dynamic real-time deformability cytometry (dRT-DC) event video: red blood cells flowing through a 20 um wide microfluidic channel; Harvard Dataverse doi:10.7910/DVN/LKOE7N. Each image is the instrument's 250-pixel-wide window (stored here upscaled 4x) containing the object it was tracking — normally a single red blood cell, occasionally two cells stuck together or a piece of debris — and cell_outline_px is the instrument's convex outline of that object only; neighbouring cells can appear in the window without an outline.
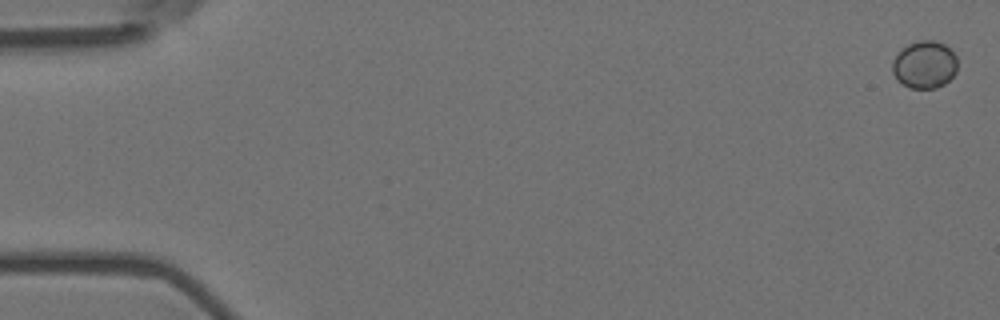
{"species": "Egyptian fruit bat (a non-hibernating species)", "species_latin": "Rousettus aegyptiacus", "temperature_condition": "room temperature", "stored_images_in_passage": 5, "camera_frame_rate_fps": 3000, "um_per_image_px": 0.085, "animal": {"sex": "female"}, "frame": {"image": 1, "passage_image": 1, "time_ms": 0.0, "image_size_px": [1000, 320], "cell_outline_px": [[956, 72], [944, 84], [936, 88], [908, 88], [892, 72], [892, 60], [908, 44], [916, 40], [936, 40], [944, 44], [956, 56]], "centroid_in_image_um": [78.59, 5.48], "position_along_channel_um": 6.4, "area_um2": 17.8}}
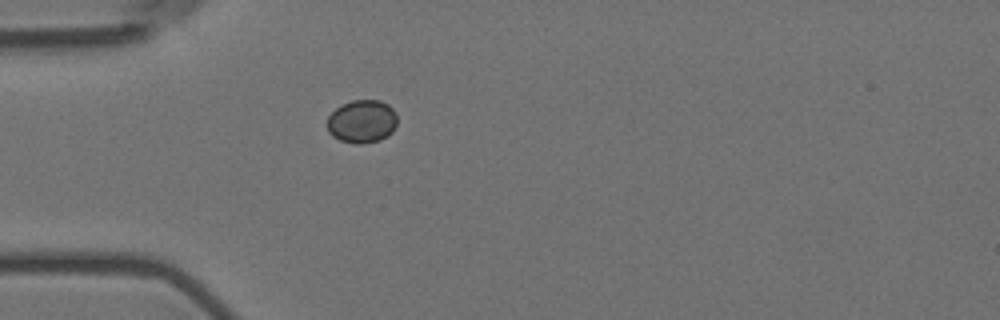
{"frame": {"image": 2, "passage_image": 5, "time_ms": 1.333, "image_size_px": [1000, 320], "cell_outline_px": [[396, 124], [392, 132], [388, 136], [380, 140], [360, 144], [356, 144], [340, 140], [332, 136], [328, 132], [328, 116], [336, 108], [352, 100], [380, 100], [388, 104], [396, 112]], "centroid_in_image_um": [30.78, 10.32], "position_along_channel_um": 54.2, "area_um2": 17.63}}